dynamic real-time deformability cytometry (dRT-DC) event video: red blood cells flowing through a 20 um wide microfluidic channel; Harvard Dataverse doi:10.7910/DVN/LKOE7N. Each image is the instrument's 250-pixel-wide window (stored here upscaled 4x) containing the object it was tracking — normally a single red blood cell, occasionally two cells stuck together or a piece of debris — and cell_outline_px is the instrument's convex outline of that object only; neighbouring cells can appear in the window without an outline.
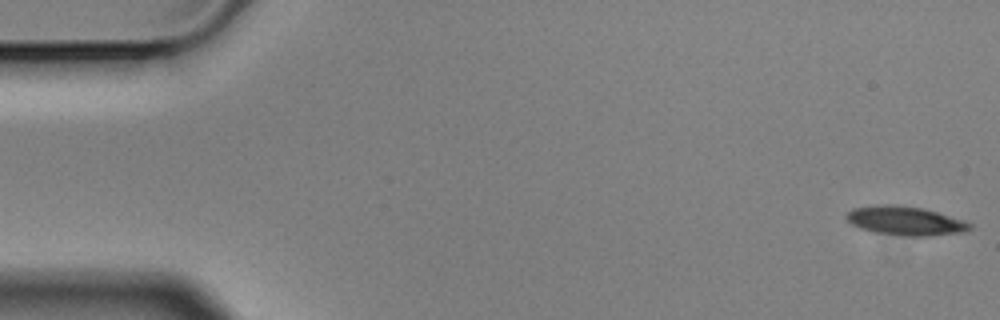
{"species": "Egyptian fruit bat (a non-hibernating species)", "species_latin": "Rousettus aegyptiacus", "temperature_condition": "cold", "stored_images_in_passage": 5, "camera_frame_rate_fps": 3000, "um_per_image_px": 0.085, "animal": {"sex": "male"}, "frame": {"image": 1, "passage_image": 1, "time_ms": 0.0, "image_size_px": [1000, 320], "cell_outline_px": [[972, 228], [964, 232], [928, 236], [908, 236], [876, 232], [860, 228], [852, 224], [844, 216], [852, 208], [884, 204], [896, 204], [920, 208], [936, 212], [964, 220], [972, 224]], "centroid_in_image_um": [76.95, 18.77], "position_along_channel_um": 8.0, "area_um2": 20.63}}
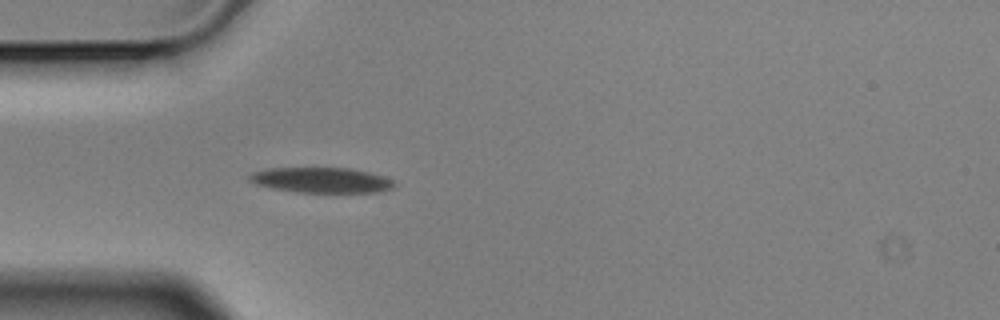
{"frame": {"image": 2, "passage_image": 5, "time_ms": 1.333, "image_size_px": [1000, 320], "cell_outline_px": [[396, 184], [392, 188], [376, 192], [296, 192], [272, 188], [256, 184], [248, 180], [248, 176], [252, 172], [268, 168], [352, 168], [368, 172], [392, 180]], "centroid_in_image_um": [27.27, 15.3], "position_along_channel_um": 57.7, "area_um2": 21.21}}